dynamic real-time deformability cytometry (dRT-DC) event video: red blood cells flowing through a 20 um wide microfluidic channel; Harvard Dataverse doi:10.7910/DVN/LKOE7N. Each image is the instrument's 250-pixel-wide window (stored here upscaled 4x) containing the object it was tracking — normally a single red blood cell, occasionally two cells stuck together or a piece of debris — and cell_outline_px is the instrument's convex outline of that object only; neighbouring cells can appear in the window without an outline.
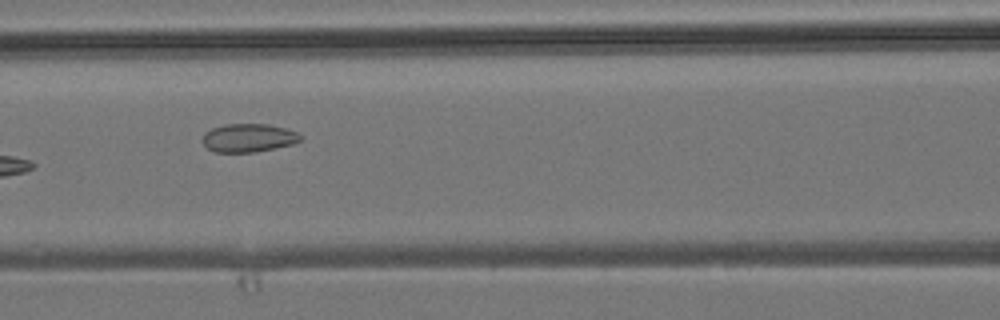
{"species": "common noctule bat (a hibernating species)", "species_latin": "Nyctalus noctula", "temperature_condition": "room temperature", "stored_images_in_passage": 9, "camera_frame_rate_fps": 3000, "um_per_image_px": 0.085, "animal": {"sex": "male", "body_mass_g": 19.2, "forearm_length_mm": 51.8}, "frame": {"image": 1, "passage_image": 6, "time_ms": 6.0, "image_size_px": [1000, 320], "cell_outline_px": [[304, 136], [300, 140], [292, 144], [276, 148], [252, 152], [216, 152], [208, 148], [204, 144], [204, 132], [212, 128], [224, 124], [268, 124], [284, 128], [296, 132]], "centroid_in_image_um": [21.14, 11.71], "position_along_channel_um": 145.5, "area_um2": 16.07}}
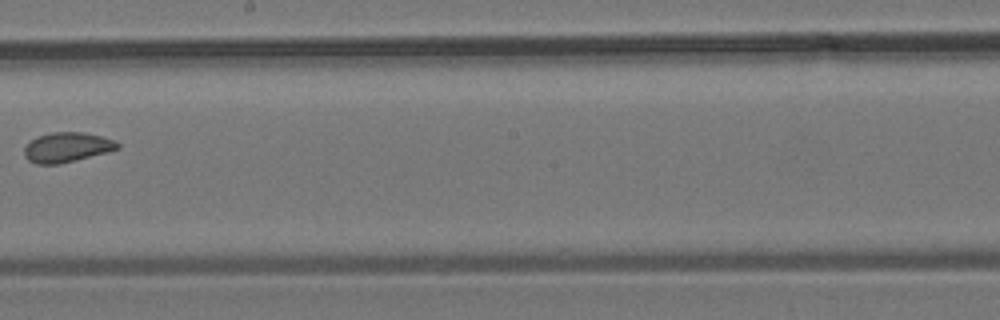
{"frame": {"image": 2, "passage_image": 8, "time_ms": 8.333, "image_size_px": [1000, 320], "cell_outline_px": [[120, 148], [108, 152], [60, 164], [36, 164], [28, 160], [24, 156], [24, 148], [32, 140], [40, 136], [52, 132], [84, 132], [100, 136], [112, 140], [120, 144]], "centroid_in_image_um": [5.69, 12.53], "position_along_channel_um": 242.5, "area_um2": 16.07}}
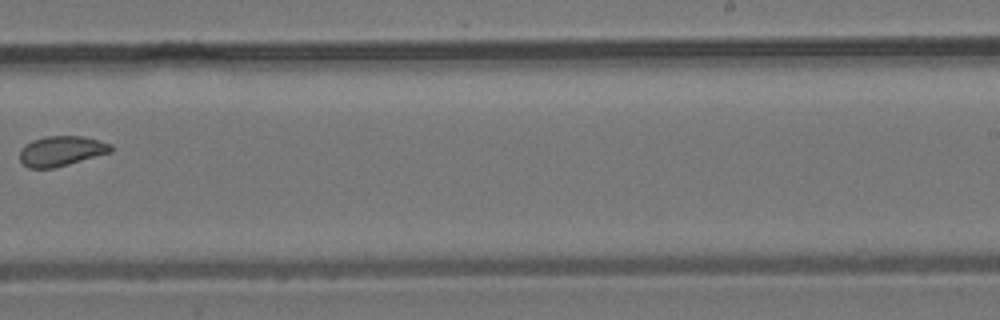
{"frame": {"image": 3, "passage_image": 9, "time_ms": 9.333, "image_size_px": [1000, 320], "cell_outline_px": [[112, 152], [68, 164], [52, 168], [28, 168], [20, 160], [20, 148], [24, 144], [32, 140], [44, 136], [84, 136], [112, 144]], "centroid_in_image_um": [5.2, 12.82], "position_along_channel_um": 283.8, "area_um2": 16.01}}